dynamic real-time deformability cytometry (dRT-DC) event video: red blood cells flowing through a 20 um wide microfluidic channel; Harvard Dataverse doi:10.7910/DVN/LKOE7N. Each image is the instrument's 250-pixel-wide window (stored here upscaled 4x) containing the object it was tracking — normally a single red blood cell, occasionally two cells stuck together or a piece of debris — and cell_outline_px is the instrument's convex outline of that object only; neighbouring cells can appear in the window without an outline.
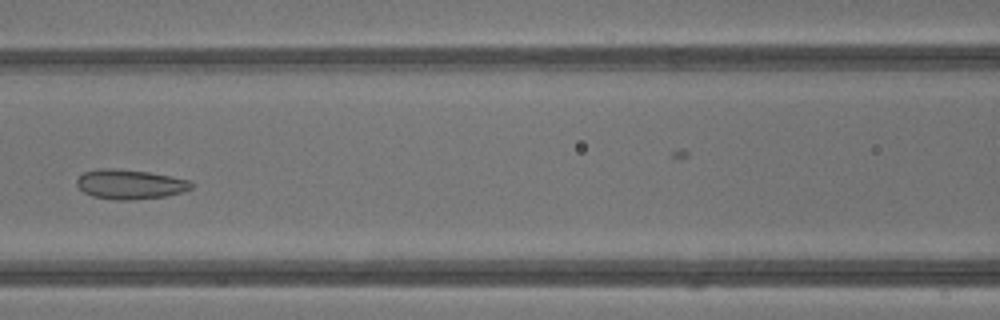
{"species": "common noctule bat (a hibernating species)", "species_latin": "Nyctalus noctula", "temperature_condition": "warm", "stored_images_in_passage": 44, "camera_frame_rate_fps": 3000, "um_per_image_px": 0.085, "animal": {"sex": "male", "body_mass_g": 13.3}, "frame": {"image": 1, "passage_image": 20, "time_ms": 6.333, "image_size_px": [1000, 320], "cell_outline_px": [[192, 188], [184, 192], [164, 196], [132, 200], [112, 200], [92, 196], [84, 192], [76, 184], [76, 180], [84, 172], [96, 168], [116, 168], [148, 172], [188, 180], [192, 184]], "centroid_in_image_um": [11.01, 15.66], "position_along_channel_um": 155.6, "area_um2": 19.77}}
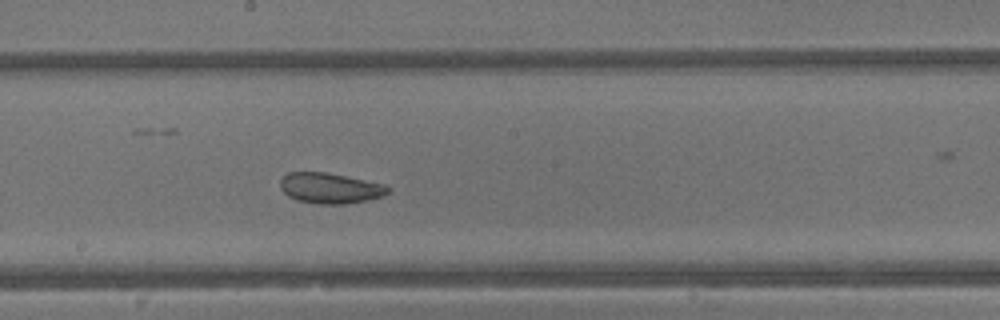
{"frame": {"image": 2, "passage_image": 24, "time_ms": 7.667, "image_size_px": [1000, 320], "cell_outline_px": [[388, 192], [384, 196], [348, 204], [320, 204], [300, 200], [288, 196], [280, 188], [280, 180], [288, 172], [324, 172], [384, 184], [388, 188]], "centroid_in_image_um": [28.04, 15.99], "position_along_channel_um": 220.2, "area_um2": 18.9}}
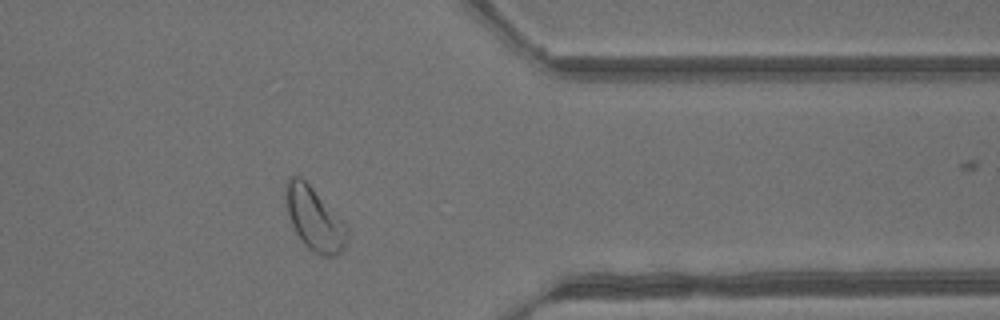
{"frame": {"image": 3, "passage_image": 35, "time_ms": 11.333, "image_size_px": [1000, 320], "cell_outline_px": [[348, 240], [344, 248], [336, 256], [320, 256], [312, 252], [304, 244], [296, 232], [292, 224], [284, 204], [284, 188], [288, 176], [300, 176], [344, 220], [348, 228]], "centroid_in_image_um": [26.72, 18.6], "position_along_channel_um": 384.7, "area_um2": 23.0}, "authors_computed_cell_mechanics": {"area_um2": 23.3223, "velocity_mm_per_s": 4.8558, "shape_relaxation_time_tau1_ms": null, "shape_relaxation_time_tau2_ms": 1.2029, "deformation_change_tau1": null, "deformation_change_tau2": 0.0798}}